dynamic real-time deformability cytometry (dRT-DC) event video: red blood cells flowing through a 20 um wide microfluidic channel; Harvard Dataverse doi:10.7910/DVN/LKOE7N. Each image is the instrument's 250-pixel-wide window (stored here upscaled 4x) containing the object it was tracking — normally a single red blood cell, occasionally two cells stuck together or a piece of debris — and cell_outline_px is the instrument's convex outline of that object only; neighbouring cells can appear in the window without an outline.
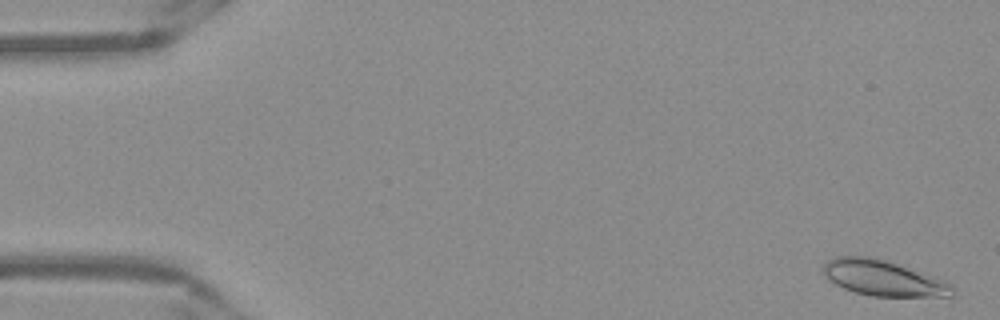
{"species": "Egyptian fruit bat (a non-hibernating species)", "species_latin": "Rousettus aegyptiacus", "temperature_condition": "warm", "stored_images_in_passage": 53, "camera_frame_rate_fps": 3000, "um_per_image_px": 0.085, "frame": {"image": 1, "passage_image": 2, "time_ms": 0.333, "image_size_px": [1000, 320], "cell_outline_px": [[952, 296], [872, 296], [856, 292], [844, 288], [828, 280], [824, 276], [824, 264], [828, 260], [836, 256], [872, 256], [888, 260], [944, 280], [952, 284]], "centroid_in_image_um": [75.05, 23.62], "position_along_channel_um": 10.0, "area_um2": 26.65}}
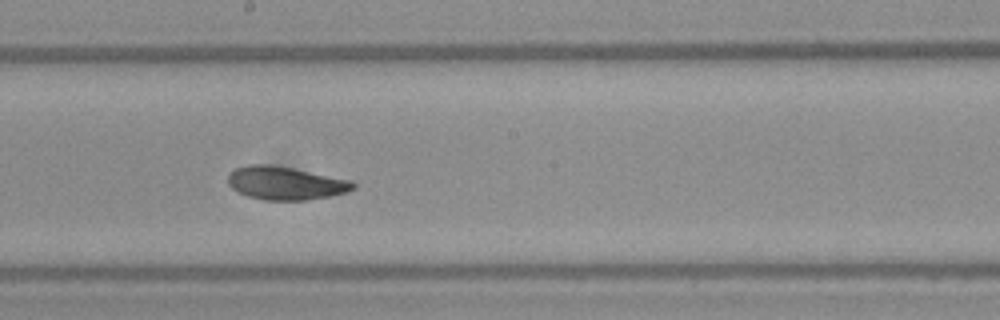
{"frame": {"image": 2, "passage_image": 29, "time_ms": 9.333, "image_size_px": [1000, 320], "cell_outline_px": [[356, 188], [348, 192], [308, 200], [264, 200], [248, 196], [236, 192], [228, 184], [228, 176], [236, 168], [248, 164], [268, 164], [292, 168], [352, 180], [356, 184]], "centroid_in_image_um": [24.28, 15.57], "position_along_channel_um": 223.9, "area_um2": 24.28}}
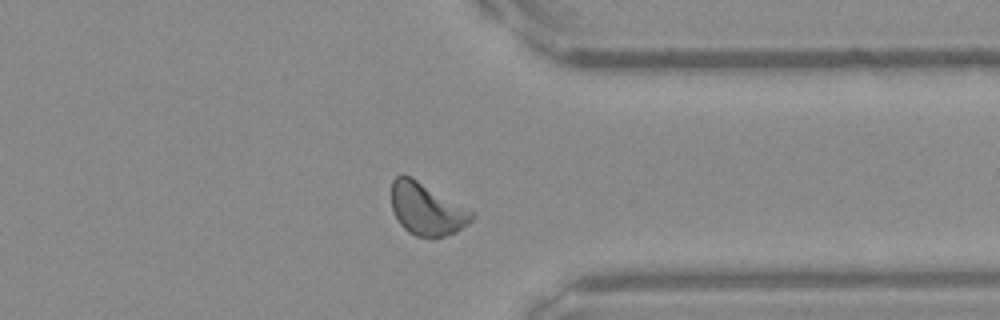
{"frame": {"image": 3, "passage_image": 41, "time_ms": 13.333, "image_size_px": [1000, 320], "cell_outline_px": [[472, 220], [468, 224], [456, 232], [432, 240], [416, 236], [408, 232], [400, 224], [392, 208], [392, 180], [396, 176], [412, 176], [468, 208], [472, 212]], "centroid_in_image_um": [36.27, 17.8], "position_along_channel_um": 375.1, "area_um2": 24.57}, "authors_computed_cell_mechanics": {"area_um2": 24.3916, "velocity_mm_per_s": 3.8903, "shape_relaxation_time_tau1_ms": 2.8225, "shape_relaxation_time_tau2_ms": 2.0344, "deformation_change_tau1": 0.1146, "deformation_change_tau2": 0.068}}